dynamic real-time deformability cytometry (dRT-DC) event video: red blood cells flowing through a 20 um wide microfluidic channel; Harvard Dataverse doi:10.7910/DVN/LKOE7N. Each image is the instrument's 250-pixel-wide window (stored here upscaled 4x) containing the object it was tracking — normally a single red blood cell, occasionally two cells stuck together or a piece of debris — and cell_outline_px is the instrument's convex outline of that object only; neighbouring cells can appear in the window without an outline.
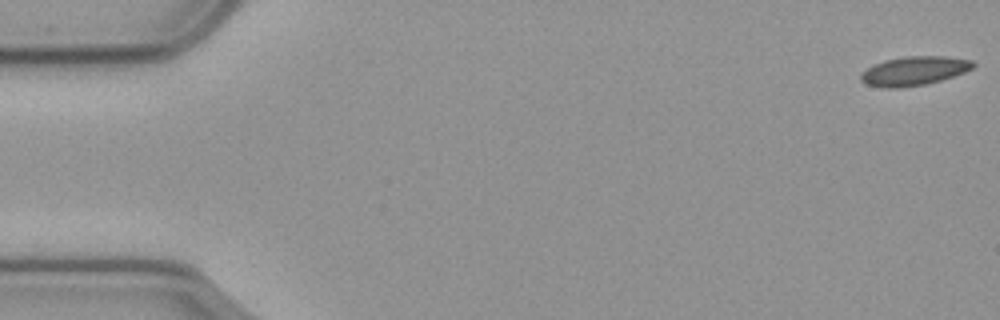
{"species": "common noctule bat (a hibernating species)", "species_latin": "Nyctalus noctula", "temperature_condition": "cold", "stored_images_in_passage": 58, "camera_frame_rate_fps": 3000, "um_per_image_px": 0.085, "animal": {"sex": "male", "body_mass_g": 23.1, "forearm_length_mm": 52.7}, "frame": {"image": 1, "passage_image": 1, "time_ms": 0.0, "image_size_px": [1000, 320], "cell_outline_px": [[976, 64], [972, 68], [964, 72], [940, 80], [924, 84], [896, 88], [888, 88], [868, 84], [860, 80], [860, 72], [884, 60], [904, 56], [944, 56], [972, 60]], "centroid_in_image_um": [77.69, 6.01], "position_along_channel_um": 7.3, "area_um2": 18.73}}
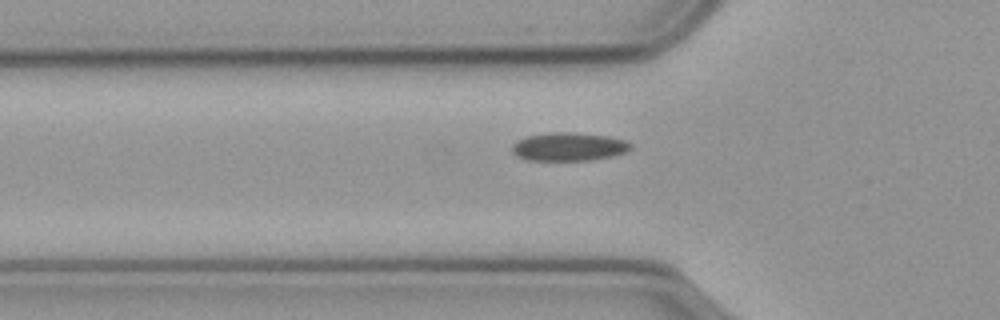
{"frame": {"image": 2, "passage_image": 19, "time_ms": 6.0, "image_size_px": [1000, 320], "cell_outline_px": [[632, 148], [624, 152], [608, 156], [588, 160], [528, 160], [512, 152], [512, 148], [516, 140], [528, 136], [552, 132], [572, 132], [608, 136], [624, 140], [632, 144]], "centroid_in_image_um": [48.34, 12.46], "position_along_channel_um": 77.5, "area_um2": 19.25}}
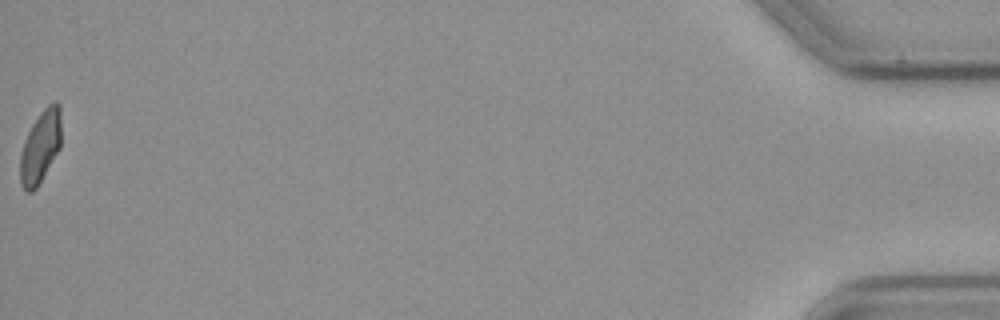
{"frame": {"image": 3, "passage_image": 58, "time_ms": 19.0, "image_size_px": [1000, 320], "cell_outline_px": [[60, 148], [36, 188], [32, 192], [24, 192], [20, 184], [20, 156], [24, 140], [32, 124], [40, 112], [52, 100], [56, 100], [60, 104]], "centroid_in_image_um": [3.42, 12.46], "position_along_channel_um": 431.8, "area_um2": 17.4}, "authors_computed_cell_mechanics": {"area_um2": 18.5249, "velocity_mm_per_s": 3.5496, "shape_relaxation_time_tau1_ms": 8.6052, "shape_relaxation_time_tau2_ms": 2.5721, "deformation_change_tau1": 0.1542, "deformation_change_tau2": 0.0688}}